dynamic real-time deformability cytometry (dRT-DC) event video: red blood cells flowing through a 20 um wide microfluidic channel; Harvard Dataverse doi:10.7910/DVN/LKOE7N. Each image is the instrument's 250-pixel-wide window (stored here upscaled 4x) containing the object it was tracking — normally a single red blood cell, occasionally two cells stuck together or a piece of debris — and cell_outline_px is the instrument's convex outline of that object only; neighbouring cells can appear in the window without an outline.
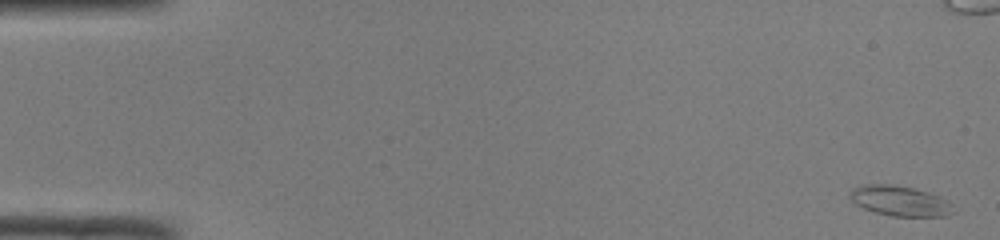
{"species": "common noctule bat (a hibernating species)", "species_latin": "Nyctalus noctula", "temperature_condition": "room temperature", "stored_images_in_passage": 15, "camera_frame_rate_fps": 3000, "um_per_image_px": 0.085, "animal": {"sex": "male", "body_mass_g": 19.0, "forearm_length_mm": 50.8}, "frame": {"image": 1, "passage_image": 1, "time_ms": 0.0, "image_size_px": [1000, 240], "cell_outline_px": [[956, 212], [948, 216], [892, 216], [876, 212], [864, 208], [856, 204], [848, 196], [848, 192], [852, 188], [864, 184], [896, 184], [928, 192], [952, 204]], "centroid_in_image_um": [76.47, 17.07], "position_along_channel_um": 8.5, "area_um2": 18.21}}